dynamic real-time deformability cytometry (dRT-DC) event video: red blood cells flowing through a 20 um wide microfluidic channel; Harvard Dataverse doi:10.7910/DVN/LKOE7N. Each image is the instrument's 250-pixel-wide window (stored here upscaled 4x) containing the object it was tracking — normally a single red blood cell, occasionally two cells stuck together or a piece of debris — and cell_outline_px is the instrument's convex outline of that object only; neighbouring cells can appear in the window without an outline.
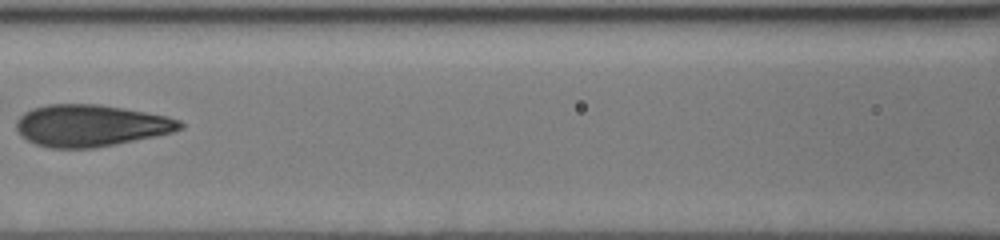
{"species": "human", "species_latin": "Homo sapiens", "temperature_condition": "cold", "stored_images_in_passage": 23, "segment_of_instrument_passage": [1, 2], "camera_frame_rate_fps": 3000, "um_per_image_px": 0.085, "donor": {"sex": "male"}, "frame": {"image": 1, "passage_image": 10, "time_ms": 8.333, "image_size_px": [1000, 240], "cell_outline_px": [[184, 128], [172, 132], [156, 136], [116, 144], [92, 148], [48, 148], [36, 144], [20, 136], [16, 128], [16, 120], [24, 112], [32, 108], [48, 104], [100, 104], [124, 108], [168, 116], [180, 120], [184, 124]], "centroid_in_image_um": [7.71, 10.67], "position_along_channel_um": 158.9, "area_um2": 40.11}}
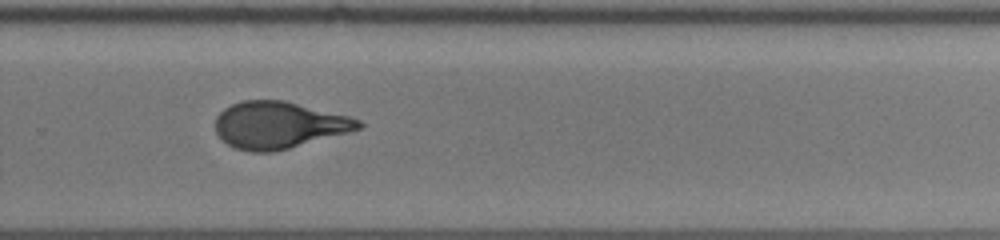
{"frame": {"image": 2, "passage_image": 15, "time_ms": 12.0, "image_size_px": [1000, 240], "cell_outline_px": [[364, 124], [360, 128], [348, 132], [288, 148], [272, 152], [248, 152], [236, 148], [220, 140], [216, 132], [216, 116], [224, 108], [232, 104], [244, 100], [284, 100], [348, 116], [360, 120]], "centroid_in_image_um": [23.65, 10.63], "position_along_channel_um": 306.1, "area_um2": 38.84}}
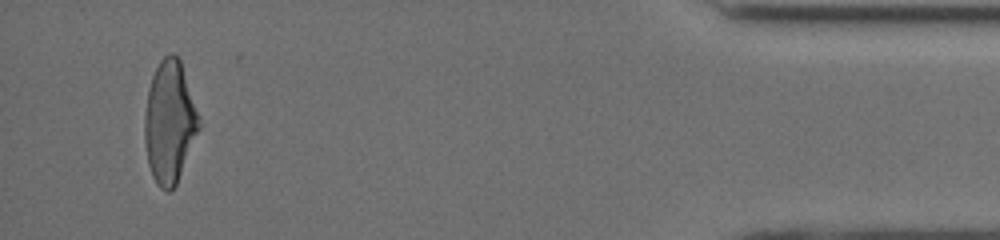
{"frame": {"image": 3, "passage_image": 21, "time_ms": 16.333, "image_size_px": [1000, 240], "cell_outline_px": [[200, 128], [176, 184], [168, 192], [160, 188], [156, 184], [152, 176], [148, 164], [144, 140], [144, 116], [148, 88], [152, 76], [160, 60], [168, 52], [172, 52], [180, 56], [200, 116]], "centroid_in_image_um": [14.42, 10.32], "position_along_channel_um": 420.8, "area_um2": 39.25}}